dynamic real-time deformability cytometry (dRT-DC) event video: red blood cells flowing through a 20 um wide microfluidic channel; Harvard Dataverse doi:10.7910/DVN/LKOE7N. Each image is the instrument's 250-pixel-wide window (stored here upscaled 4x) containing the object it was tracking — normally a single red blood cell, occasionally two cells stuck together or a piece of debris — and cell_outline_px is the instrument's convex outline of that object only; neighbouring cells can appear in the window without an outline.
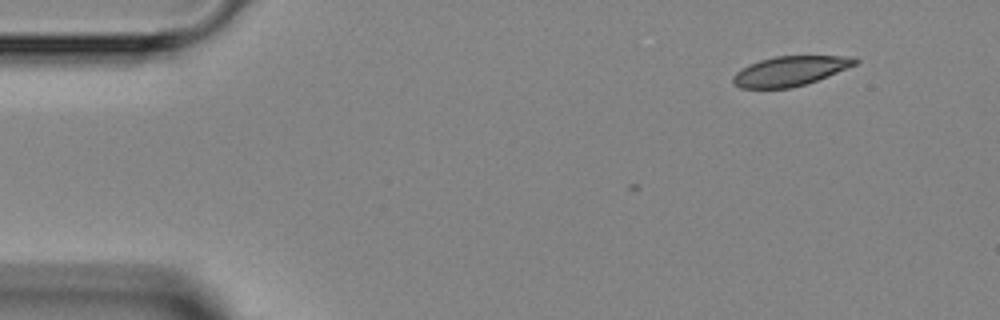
{"species": "Egyptian fruit bat (a non-hibernating species)", "species_latin": "Rousettus aegyptiacus", "temperature_condition": "room temperature", "stored_images_in_passage": 3, "camera_frame_rate_fps": 3000, "um_per_image_px": 0.085, "animal": {"sex": "female"}, "frame": {"image": 1, "passage_image": 1, "time_ms": 0.0, "image_size_px": [1000, 320], "cell_outline_px": [[860, 60], [856, 64], [828, 76], [792, 88], [740, 88], [732, 84], [732, 76], [736, 72], [748, 64], [760, 60], [776, 56], [856, 56]], "centroid_in_image_um": [67.14, 6.03], "position_along_channel_um": 17.9, "area_um2": 21.15}}